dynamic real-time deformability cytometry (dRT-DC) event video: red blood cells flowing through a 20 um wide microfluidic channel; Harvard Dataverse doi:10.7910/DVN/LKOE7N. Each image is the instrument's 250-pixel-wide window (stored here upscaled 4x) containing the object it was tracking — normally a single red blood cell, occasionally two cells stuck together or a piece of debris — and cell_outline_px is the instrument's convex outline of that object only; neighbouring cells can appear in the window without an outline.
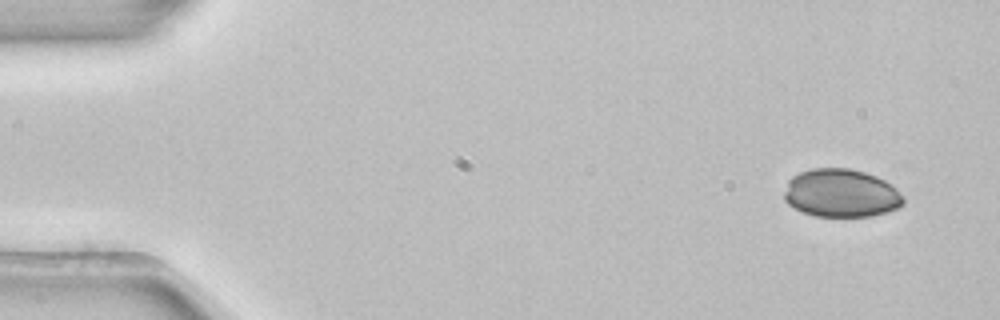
{"species": "common noctule bat (a hibernating species)", "species_latin": "Nyctalus noctula", "temperature_condition": "room temperature", "stored_images_in_passage": 4, "camera_frame_rate_fps": 3000, "um_per_image_px": 0.085, "animal": {"sex": "female", "body_mass_g": 22.7, "forearm_length_mm": 54.2}, "frame": {"image": 1, "passage_image": 1, "time_ms": 0.0, "image_size_px": [1000, 320], "cell_outline_px": [[904, 204], [900, 208], [872, 216], [816, 216], [800, 212], [788, 204], [784, 200], [784, 192], [788, 180], [792, 176], [800, 172], [812, 168], [848, 168], [864, 172], [876, 176], [892, 184], [904, 196]], "centroid_in_image_um": [71.5, 16.42], "position_along_channel_um": 13.5, "area_um2": 33.81}}